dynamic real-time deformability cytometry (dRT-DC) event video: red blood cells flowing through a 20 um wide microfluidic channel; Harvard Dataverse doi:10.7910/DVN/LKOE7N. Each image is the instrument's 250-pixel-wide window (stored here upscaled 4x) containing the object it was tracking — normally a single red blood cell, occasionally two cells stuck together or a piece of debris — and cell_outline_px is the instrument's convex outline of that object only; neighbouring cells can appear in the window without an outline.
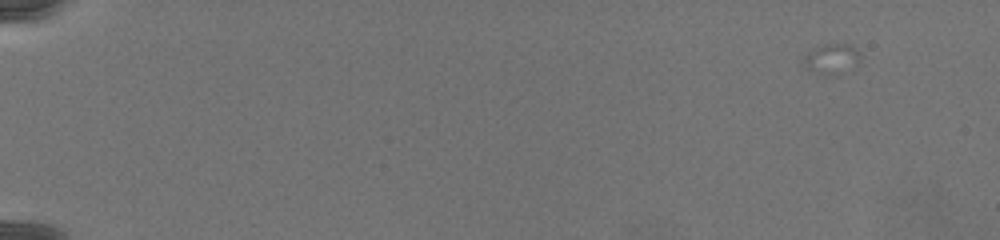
{"species": "common noctule bat (a hibernating species)", "species_latin": "Nyctalus noctula", "temperature_condition": "warm", "stored_images_in_passage": 1, "camera_frame_rate_fps": 3000, "um_per_image_px": 0.085, "animal": {"sex": "female", "body_mass_g": 19.5, "forearm_length_mm": 54.1}, "frame": {"image": 1, "passage_image": 1, "time_ms": 0.0, "image_size_px": [1000, 240], "cell_outline_px": [[860, 60], [836, 76], [824, 76], [804, 68], [804, 56], [808, 52], [824, 44], [852, 44], [860, 52]], "centroid_in_image_um": [70.68, 5.01], "position_along_channel_um": 14.3, "area_um2": 10.0}}